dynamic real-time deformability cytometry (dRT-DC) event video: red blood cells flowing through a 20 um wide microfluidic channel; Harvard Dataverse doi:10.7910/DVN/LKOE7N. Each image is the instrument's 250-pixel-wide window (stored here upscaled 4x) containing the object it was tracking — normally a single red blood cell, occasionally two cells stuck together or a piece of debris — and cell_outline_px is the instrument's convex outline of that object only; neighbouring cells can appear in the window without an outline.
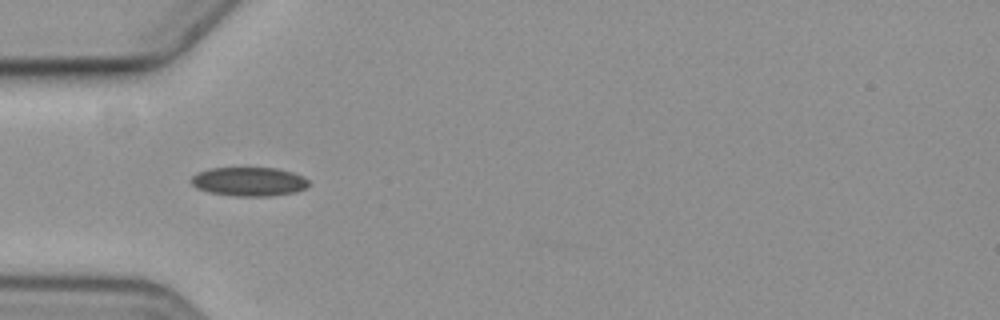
{"species": "common noctule bat (a hibernating species)", "species_latin": "Nyctalus noctula", "temperature_condition": "cold", "stored_images_in_passage": 6, "camera_frame_rate_fps": 3000, "um_per_image_px": 0.085, "animal": {"sex": "female", "body_mass_g": 19.3, "forearm_length_mm": 54.1}, "frame": {"image": 1, "passage_image": 6, "time_ms": 5.667, "image_size_px": [1000, 320], "cell_outline_px": [[312, 184], [308, 188], [296, 192], [272, 196], [232, 196], [208, 192], [196, 188], [192, 184], [192, 176], [196, 172], [208, 168], [276, 168], [292, 172], [304, 176]], "centroid_in_image_um": [21.2, 15.44], "position_along_channel_um": 63.8, "area_um2": 20.17}}